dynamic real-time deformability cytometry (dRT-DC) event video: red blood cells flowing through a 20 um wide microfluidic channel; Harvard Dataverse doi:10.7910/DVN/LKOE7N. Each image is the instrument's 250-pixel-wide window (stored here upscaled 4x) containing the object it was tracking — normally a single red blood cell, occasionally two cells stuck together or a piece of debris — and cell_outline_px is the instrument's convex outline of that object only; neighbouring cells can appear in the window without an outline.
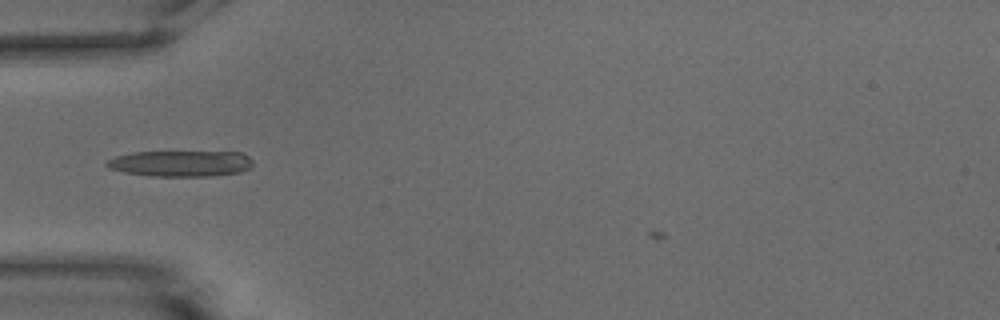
{"species": "common noctule bat (a hibernating species)", "species_latin": "Nyctalus noctula", "temperature_condition": "warm", "stored_images_in_passage": 37, "camera_frame_rate_fps": 3000, "um_per_image_px": 0.085, "animal": {"sex": "male", "body_mass_g": 15.6}, "frame": {"image": 1, "passage_image": 5, "time_ms": 1.333, "image_size_px": [1000, 320], "cell_outline_px": [[252, 168], [240, 172], [208, 176], [152, 176], [124, 172], [108, 168], [104, 164], [108, 160], [116, 156], [132, 152], [240, 152], [248, 156], [252, 160]], "centroid_in_image_um": [15.36, 13.9], "position_along_channel_um": 69.6, "area_um2": 22.14}}
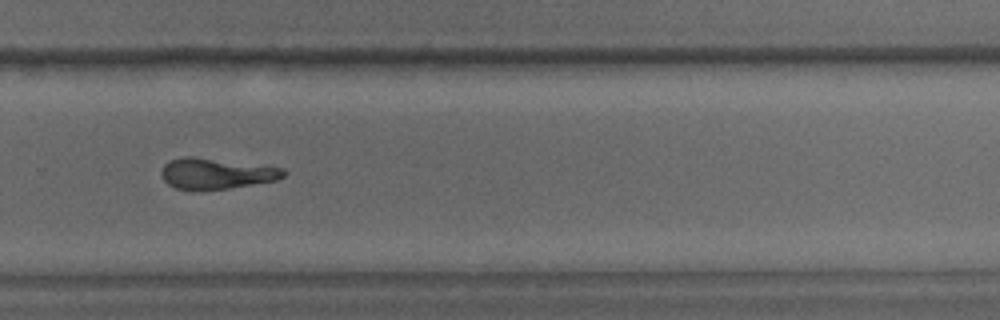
{"frame": {"image": 2, "passage_image": 24, "time_ms": 7.667, "image_size_px": [1000, 320], "cell_outline_px": [[288, 172], [284, 176], [276, 180], [228, 188], [192, 192], [176, 188], [168, 184], [160, 176], [160, 172], [164, 164], [180, 156], [192, 156], [284, 168]], "centroid_in_image_um": [18.32, 14.77], "position_along_channel_um": 311.5, "area_um2": 22.2}}
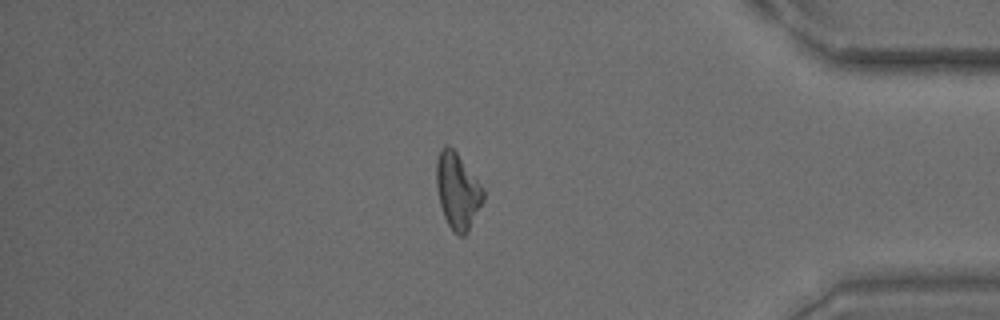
{"frame": {"image": 3, "passage_image": 33, "time_ms": 10.667, "image_size_px": [1000, 320], "cell_outline_px": [[484, 200], [468, 232], [464, 236], [460, 236], [452, 232], [444, 216], [440, 204], [436, 184], [436, 160], [440, 148], [444, 144], [448, 144], [456, 152], [484, 188]], "centroid_in_image_um": [38.89, 16.23], "position_along_channel_um": 396.3, "area_um2": 20.92}}